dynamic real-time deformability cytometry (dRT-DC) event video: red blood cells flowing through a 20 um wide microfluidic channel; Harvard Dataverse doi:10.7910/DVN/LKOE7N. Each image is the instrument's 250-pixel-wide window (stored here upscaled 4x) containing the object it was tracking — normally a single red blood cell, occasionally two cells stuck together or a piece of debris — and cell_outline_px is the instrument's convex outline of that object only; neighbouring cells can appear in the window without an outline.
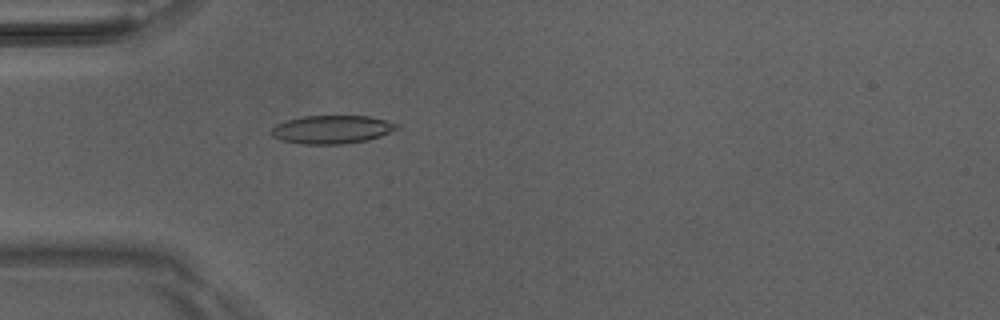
{"species": "Egyptian fruit bat (a non-hibernating species)", "species_latin": "Rousettus aegyptiacus", "temperature_condition": "room temperature", "stored_images_in_passage": 4, "camera_frame_rate_fps": 3000, "um_per_image_px": 0.085, "animal": {"sex": "male"}, "frame": {"image": 1, "passage_image": 4, "time_ms": 1.0, "image_size_px": [1000, 320], "cell_outline_px": [[400, 128], [392, 132], [368, 140], [340, 144], [304, 144], [284, 140], [272, 136], [268, 132], [276, 124], [288, 120], [304, 116], [368, 116], [400, 124]], "centroid_in_image_um": [28.24, 11.0], "position_along_channel_um": 56.8, "area_um2": 20.63}}